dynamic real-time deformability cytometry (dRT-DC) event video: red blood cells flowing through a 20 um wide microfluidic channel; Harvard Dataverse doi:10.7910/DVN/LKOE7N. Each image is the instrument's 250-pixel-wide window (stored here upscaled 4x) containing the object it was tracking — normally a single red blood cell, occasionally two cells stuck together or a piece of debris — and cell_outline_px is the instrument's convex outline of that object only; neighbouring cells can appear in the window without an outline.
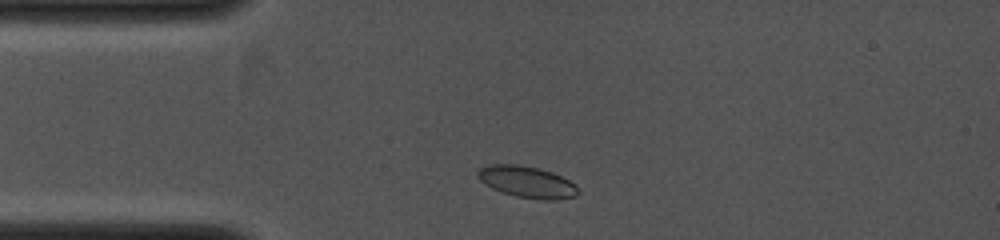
{"species": "common noctule bat (a hibernating species)", "species_latin": "Nyctalus noctula", "temperature_condition": "cold", "stored_images_in_passage": 2, "camera_frame_rate_fps": 4000, "um_per_image_px": 0.085, "animal": {"sex": "female", "body_mass_g": 19.0, "forearm_length_mm": 53.3}, "frame": {"image": 1, "passage_image": 1, "time_ms": 0.0, "image_size_px": [1000, 240], "cell_outline_px": [[580, 192], [576, 196], [556, 200], [544, 200], [516, 196], [492, 188], [484, 184], [476, 176], [476, 172], [480, 168], [492, 164], [516, 164], [540, 168], [552, 172], [568, 180]], "centroid_in_image_um": [44.77, 15.46], "position_along_channel_um": 40.2, "area_um2": 18.32}}